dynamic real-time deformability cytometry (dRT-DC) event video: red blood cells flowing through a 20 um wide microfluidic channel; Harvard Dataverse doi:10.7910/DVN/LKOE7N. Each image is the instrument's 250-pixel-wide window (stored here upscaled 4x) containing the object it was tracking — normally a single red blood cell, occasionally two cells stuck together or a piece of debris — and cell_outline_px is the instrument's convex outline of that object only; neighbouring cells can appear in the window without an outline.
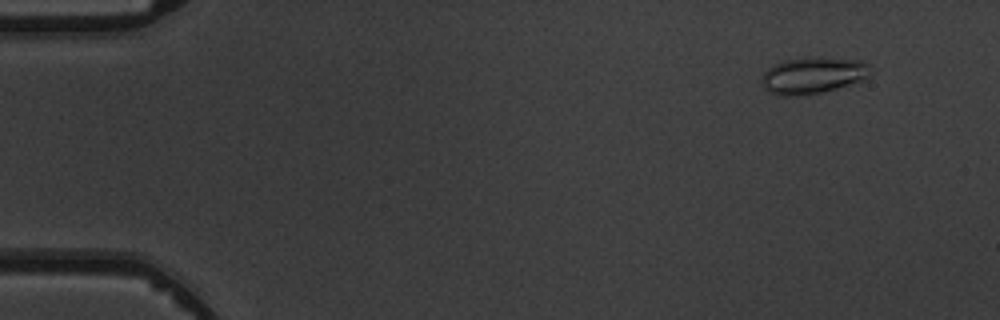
{"species": "common noctule bat (a hibernating species)", "species_latin": "Nyctalus noctula", "temperature_condition": "warm", "stored_images_in_passage": 4, "camera_frame_rate_fps": 3000, "um_per_image_px": 0.085, "animal": {"sex": "male", "body_mass_g": 19.5, "forearm_length_mm": 54.6}, "frame": {"image": 1, "passage_image": 1, "time_ms": 0.0, "image_size_px": [1000, 320], "cell_outline_px": [[872, 76], [864, 80], [836, 88], [820, 92], [792, 96], [776, 96], [768, 92], [764, 88], [760, 80], [764, 72], [768, 68], [784, 60], [820, 56], [860, 60], [868, 64]], "centroid_in_image_um": [69.1, 6.4], "position_along_channel_um": 15.9, "area_um2": 23.41}}
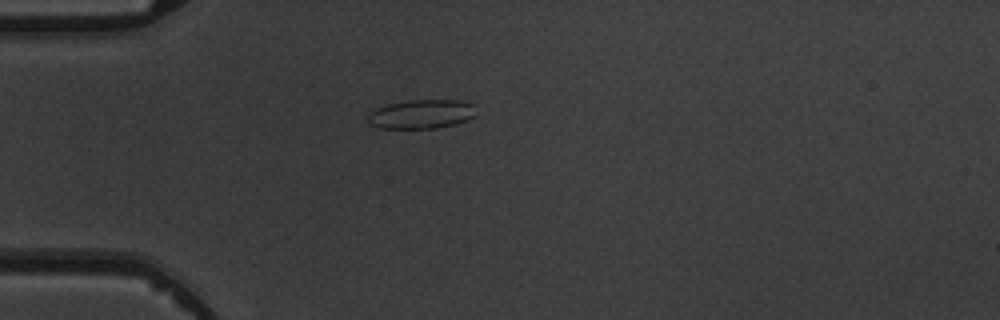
{"frame": {"image": 2, "passage_image": 4, "time_ms": 3.333, "image_size_px": [1000, 320], "cell_outline_px": [[472, 116], [468, 120], [456, 124], [436, 128], [380, 128], [372, 124], [368, 120], [368, 112], [376, 108], [388, 104], [408, 100], [460, 100], [472, 104]], "centroid_in_image_um": [35.77, 9.7], "position_along_channel_um": 49.2, "area_um2": 18.09}}